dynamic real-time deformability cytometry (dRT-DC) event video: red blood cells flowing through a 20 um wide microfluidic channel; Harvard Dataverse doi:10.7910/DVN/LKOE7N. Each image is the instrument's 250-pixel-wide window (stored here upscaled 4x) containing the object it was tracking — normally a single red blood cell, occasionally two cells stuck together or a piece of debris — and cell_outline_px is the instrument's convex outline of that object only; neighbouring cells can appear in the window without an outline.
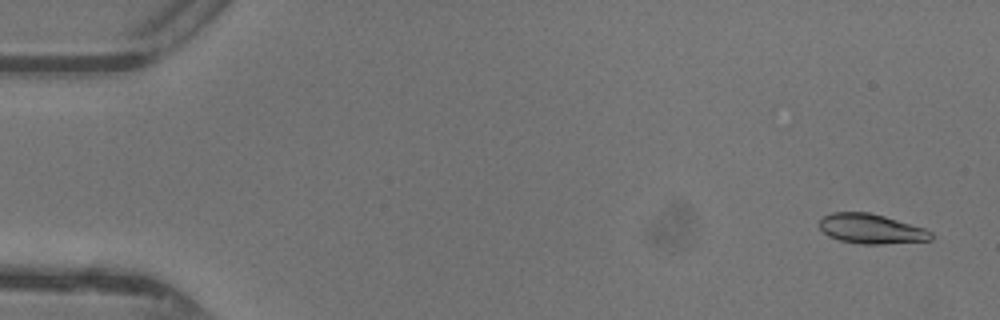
{"species": "common noctule bat (a hibernating species)", "species_latin": "Nyctalus noctula", "temperature_condition": "warm", "stored_images_in_passage": 48, "camera_frame_rate_fps": 3000, "um_per_image_px": 0.085, "animal": {"sex": "female"}, "frame": {"image": 1, "passage_image": 3, "time_ms": 0.667, "image_size_px": [1000, 320], "cell_outline_px": [[932, 240], [884, 244], [860, 244], [840, 240], [828, 236], [820, 228], [820, 220], [824, 216], [832, 212], [868, 212], [884, 216], [924, 228], [932, 232]], "centroid_in_image_um": [74.05, 19.45], "position_along_channel_um": 11.0, "area_um2": 19.25}}
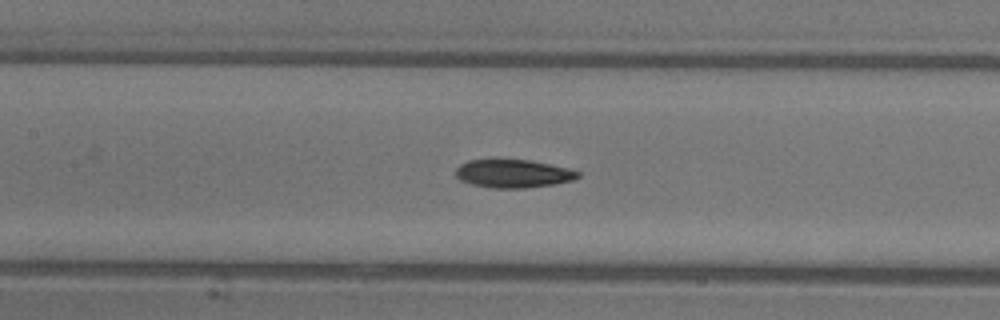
{"frame": {"image": 2, "passage_image": 23, "time_ms": 7.333, "image_size_px": [1000, 320], "cell_outline_px": [[580, 176], [572, 180], [552, 184], [524, 188], [492, 188], [472, 184], [460, 180], [456, 176], [456, 168], [460, 164], [468, 160], [528, 160], [568, 168], [580, 172]], "centroid_in_image_um": [43.6, 14.76], "position_along_channel_um": 163.8, "area_um2": 19.83}}
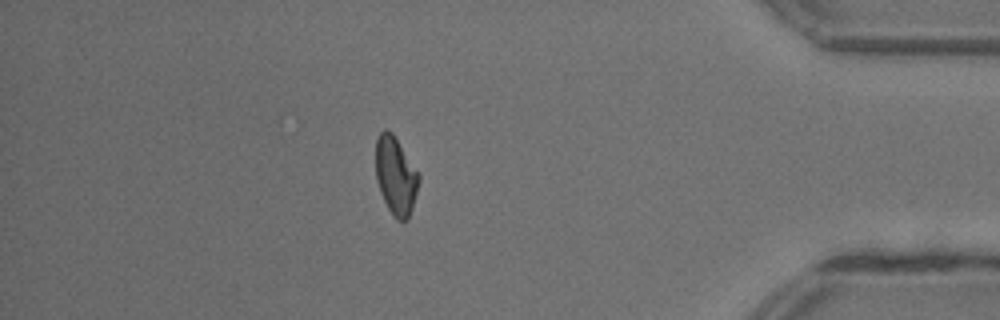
{"frame": {"image": 3, "passage_image": 42, "time_ms": 13.667, "image_size_px": [1000, 320], "cell_outline_px": [[420, 180], [408, 220], [396, 220], [392, 216], [380, 192], [376, 180], [376, 140], [380, 132], [384, 128], [388, 128], [392, 132], [420, 176]], "centroid_in_image_um": [33.62, 14.94], "position_along_channel_um": 401.6, "area_um2": 19.48}, "authors_computed_cell_mechanics": {"area_um2": 19.9988, "velocity_mm_per_s": 4.4026, "shape_relaxation_time_tau1_ms": 4.4628, "shape_relaxation_time_tau2_ms": 4.3429, "deformation_change_tau1": 0.1827, "deformation_change_tau2": 0.1136}}